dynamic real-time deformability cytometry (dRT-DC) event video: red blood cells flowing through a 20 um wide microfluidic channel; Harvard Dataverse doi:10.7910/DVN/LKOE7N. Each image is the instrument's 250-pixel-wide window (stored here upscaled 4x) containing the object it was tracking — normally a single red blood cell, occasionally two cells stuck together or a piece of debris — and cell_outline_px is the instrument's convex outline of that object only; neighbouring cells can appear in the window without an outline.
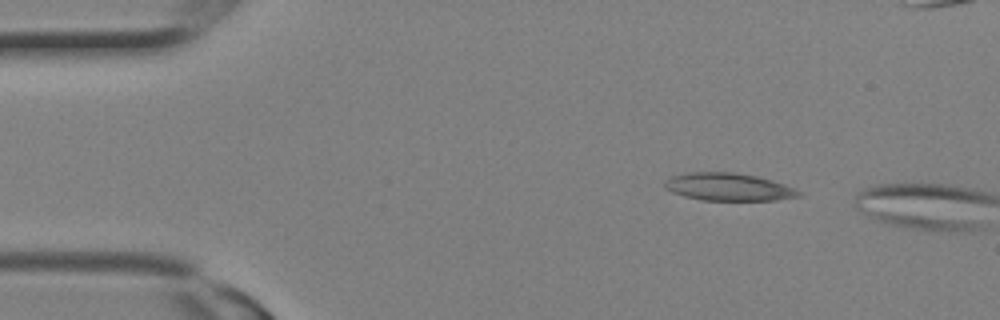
{"species": "Egyptian fruit bat (a non-hibernating species)", "species_latin": "Rousettus aegyptiacus", "temperature_condition": "room temperature", "stored_images_in_passage": 4, "camera_frame_rate_fps": 3000, "um_per_image_px": 0.085, "animal": {"sex": "female"}, "frame": {"image": 1, "passage_image": 1, "time_ms": 0.0, "image_size_px": [1000, 320], "cell_outline_px": [[804, 196], [776, 200], [700, 200], [684, 196], [672, 192], [664, 188], [664, 180], [672, 176], [688, 172], [736, 172], [756, 176], [772, 180], [796, 188], [804, 192]], "centroid_in_image_um": [61.96, 15.89], "position_along_channel_um": 23.0, "area_um2": 21.91}}
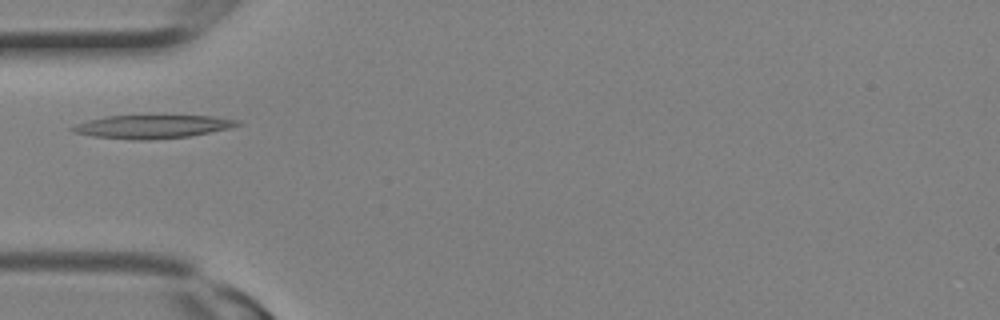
{"frame": {"image": 2, "passage_image": 4, "time_ms": 1.0, "image_size_px": [1000, 320], "cell_outline_px": [[240, 124], [228, 128], [188, 136], [148, 140], [132, 140], [92, 136], [72, 132], [68, 128], [76, 124], [88, 120], [104, 116], [212, 116], [240, 120]], "centroid_in_image_um": [12.87, 10.76], "position_along_channel_um": 72.1, "area_um2": 22.25}}